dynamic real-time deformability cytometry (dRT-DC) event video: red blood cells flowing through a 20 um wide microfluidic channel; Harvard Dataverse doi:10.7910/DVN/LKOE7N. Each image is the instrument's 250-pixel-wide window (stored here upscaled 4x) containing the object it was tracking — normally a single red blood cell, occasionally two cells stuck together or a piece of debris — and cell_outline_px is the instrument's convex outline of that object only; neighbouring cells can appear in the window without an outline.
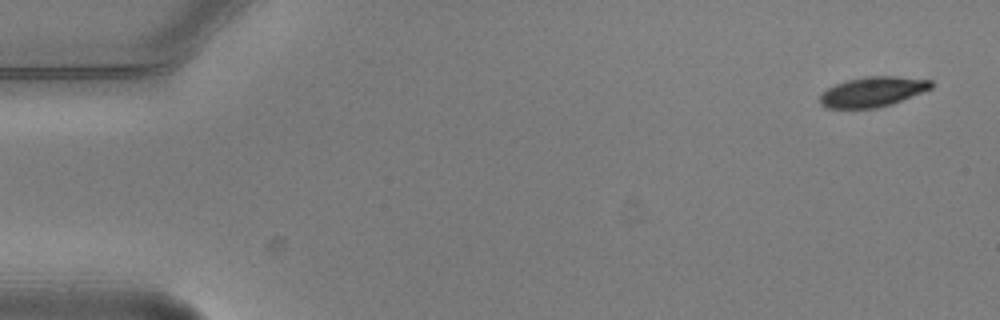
{"species": "common noctule bat (a hibernating species)", "species_latin": "Nyctalus noctula", "temperature_condition": "warm", "stored_images_in_passage": 4, "camera_frame_rate_fps": 3000, "um_per_image_px": 0.085, "animal": {"sex": "male", "body_mass_g": 20.5, "forearm_length_mm": 52.5}, "frame": {"image": 1, "passage_image": 1, "time_ms": 0.0, "image_size_px": [1000, 320], "cell_outline_px": [[932, 88], [892, 104], [876, 108], [828, 108], [820, 104], [820, 96], [828, 88], [836, 84], [848, 80], [864, 76], [896, 76], [932, 80]], "centroid_in_image_um": [74.19, 7.8], "position_along_channel_um": 10.8, "area_um2": 19.31}}
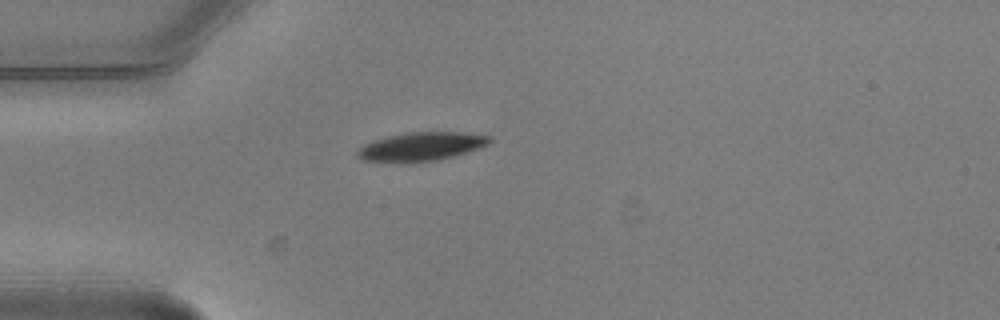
{"frame": {"image": 2, "passage_image": 4, "time_ms": 1.0, "image_size_px": [1000, 320], "cell_outline_px": [[492, 140], [488, 144], [480, 148], [468, 152], [440, 160], [416, 164], [400, 164], [360, 160], [356, 156], [356, 152], [364, 144], [372, 140], [388, 136], [408, 132], [464, 132], [492, 136]], "centroid_in_image_um": [35.77, 12.49], "position_along_channel_um": 49.2, "area_um2": 22.95}}